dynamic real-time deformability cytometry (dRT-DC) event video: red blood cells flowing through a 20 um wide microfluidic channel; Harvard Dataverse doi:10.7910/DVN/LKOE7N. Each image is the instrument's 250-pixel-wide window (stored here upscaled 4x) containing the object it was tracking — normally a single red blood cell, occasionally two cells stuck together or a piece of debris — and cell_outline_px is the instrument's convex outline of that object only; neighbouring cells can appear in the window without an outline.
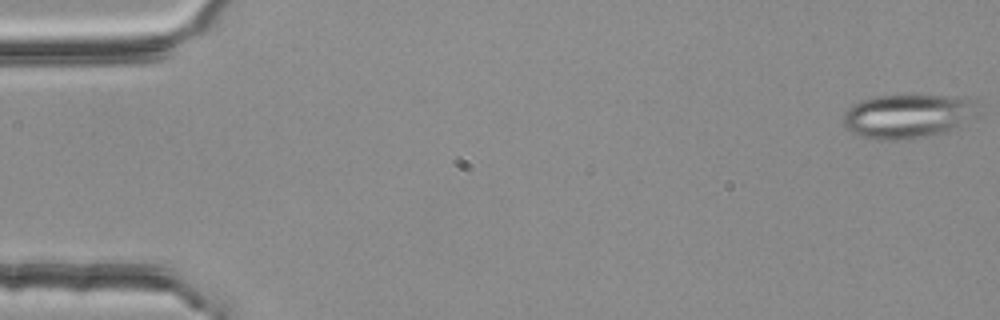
{"species": "common noctule bat (a hibernating species)", "species_latin": "Nyctalus noctula", "temperature_condition": "room temperature", "stored_images_in_passage": 54, "segment_of_instrument_passage": [1, 2], "camera_frame_rate_fps": 3000, "um_per_image_px": 0.085, "animal": {"sex": "female", "body_mass_g": 25.1}, "frame": {"image": 1, "passage_image": 1, "time_ms": 0.0, "image_size_px": [1000, 320], "cell_outline_px": [[980, 116], [956, 128], [944, 132], [908, 140], [872, 140], [860, 136], [852, 132], [844, 124], [844, 112], [852, 104], [864, 100], [880, 96], [972, 96], [980, 104]], "centroid_in_image_um": [77.3, 9.87], "position_along_channel_um": 7.7, "area_um2": 35.32}}